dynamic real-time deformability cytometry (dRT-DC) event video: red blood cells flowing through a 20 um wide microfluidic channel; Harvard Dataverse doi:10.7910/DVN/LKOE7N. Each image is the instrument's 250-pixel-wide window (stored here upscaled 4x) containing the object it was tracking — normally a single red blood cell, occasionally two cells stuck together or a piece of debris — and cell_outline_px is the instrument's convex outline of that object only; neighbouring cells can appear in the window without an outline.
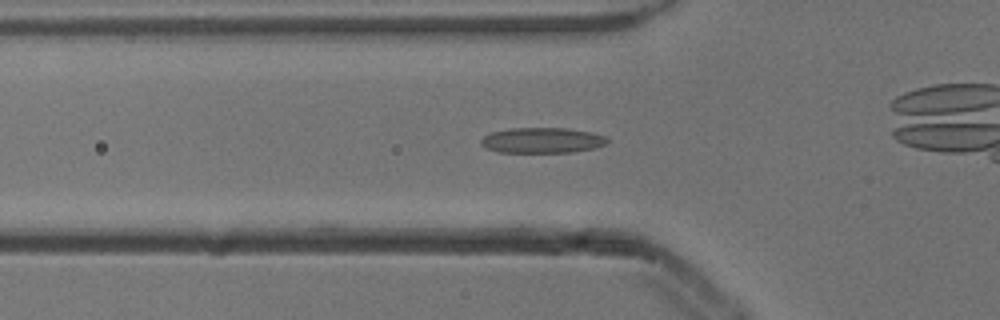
{"species": "common noctule bat (a hibernating species)", "species_latin": "Nyctalus noctula", "temperature_condition": "cold", "stored_images_in_passage": 31, "camera_frame_rate_fps": 3000, "um_per_image_px": 0.085, "animal": {"sex": "male", "body_mass_g": 13.3}, "frame": {"image": 1, "passage_image": 3, "time_ms": 0.667, "image_size_px": [1000, 320], "cell_outline_px": [[608, 144], [592, 148], [572, 152], [500, 152], [488, 148], [480, 144], [480, 140], [484, 136], [492, 132], [508, 128], [568, 128], [592, 132], [608, 136]], "centroid_in_image_um": [46.12, 11.91], "position_along_channel_um": 79.7, "area_um2": 18.79}}
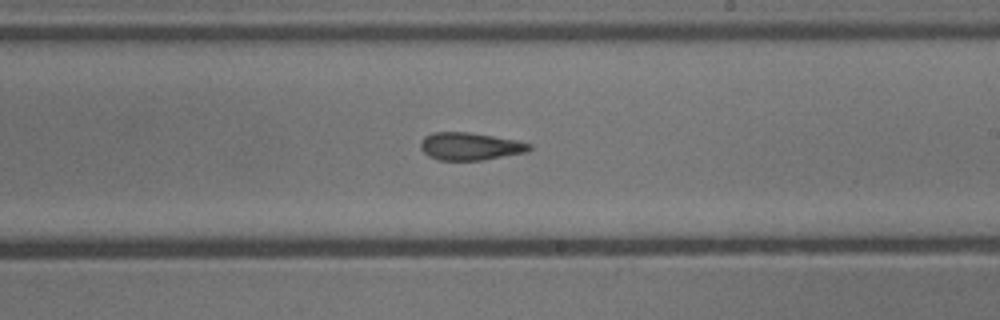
{"frame": {"image": 2, "passage_image": 16, "time_ms": 5.0, "image_size_px": [1000, 320], "cell_outline_px": [[532, 148], [528, 152], [484, 160], [440, 160], [428, 156], [420, 148], [420, 144], [424, 136], [432, 132], [468, 132], [516, 140], [532, 144]], "centroid_in_image_um": [39.97, 12.44], "position_along_channel_um": 249.0, "area_um2": 17.57}}
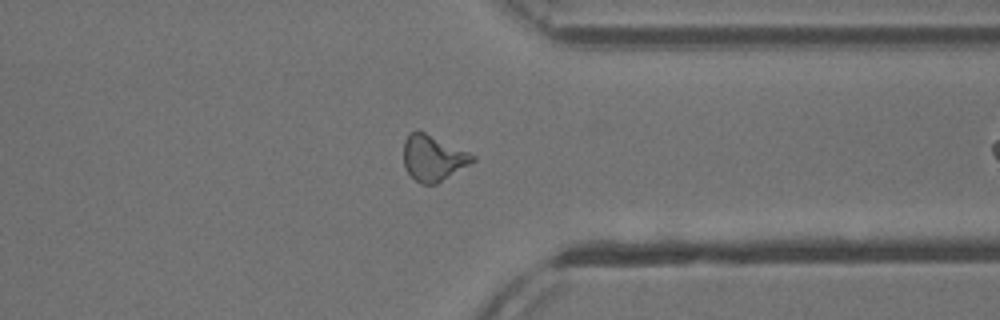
{"frame": {"image": 3, "passage_image": 26, "time_ms": 8.333, "image_size_px": [1000, 320], "cell_outline_px": [[476, 160], [436, 184], [420, 184], [404, 168], [404, 140], [416, 128], [468, 152], [476, 156]], "centroid_in_image_um": [36.79, 13.42], "position_along_channel_um": 374.6, "area_um2": 18.21}, "authors_computed_cell_mechanics": {"area_um2": 17.8602, "velocity_mm_per_s": 3.8775, "shape_relaxation_time_tau1_ms": null, "shape_relaxation_time_tau2_ms": 4.4416, "deformation_change_tau1": null, "deformation_change_tau2": 0.1428}}